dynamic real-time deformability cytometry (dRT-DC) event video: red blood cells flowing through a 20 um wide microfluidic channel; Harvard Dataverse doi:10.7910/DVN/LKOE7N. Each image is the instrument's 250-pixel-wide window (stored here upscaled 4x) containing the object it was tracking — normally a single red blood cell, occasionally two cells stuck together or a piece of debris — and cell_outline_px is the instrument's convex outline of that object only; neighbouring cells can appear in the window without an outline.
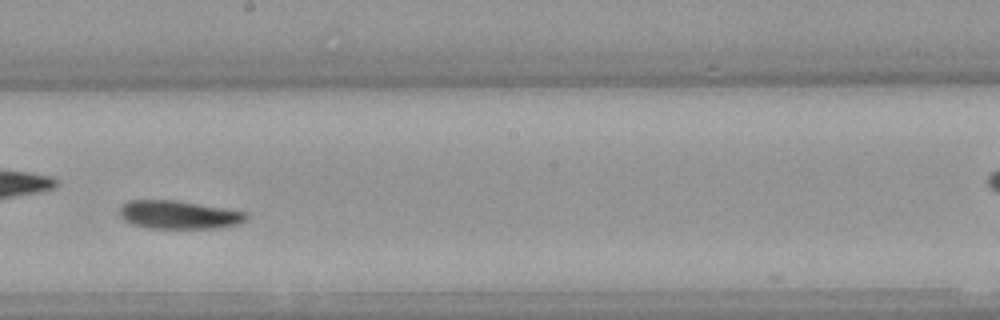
{"species": "Egyptian fruit bat (a non-hibernating species)", "species_latin": "Rousettus aegyptiacus", "temperature_condition": "warm", "stored_images_in_passage": 27, "camera_frame_rate_fps": 3000, "um_per_image_px": 0.085, "animal": {"sex": "female"}, "frame": {"image": 1, "passage_image": 15, "time_ms": 4.667, "image_size_px": [1000, 320], "cell_outline_px": [[248, 220], [240, 224], [220, 228], [148, 228], [132, 224], [124, 220], [120, 216], [120, 208], [128, 200], [176, 200], [248, 212]], "centroid_in_image_um": [15.25, 18.26], "position_along_channel_um": 233.0, "area_um2": 21.04}, "authors_computed_cell_mechanics": {"area_um2": 21.0392, "velocity_mm_per_s": 3.9144, "shape_relaxation_time_tau1_ms": 3.6766, "shape_relaxation_time_tau2_ms": null, "deformation_change_tau1": 0.1307, "deformation_change_tau2": null}}